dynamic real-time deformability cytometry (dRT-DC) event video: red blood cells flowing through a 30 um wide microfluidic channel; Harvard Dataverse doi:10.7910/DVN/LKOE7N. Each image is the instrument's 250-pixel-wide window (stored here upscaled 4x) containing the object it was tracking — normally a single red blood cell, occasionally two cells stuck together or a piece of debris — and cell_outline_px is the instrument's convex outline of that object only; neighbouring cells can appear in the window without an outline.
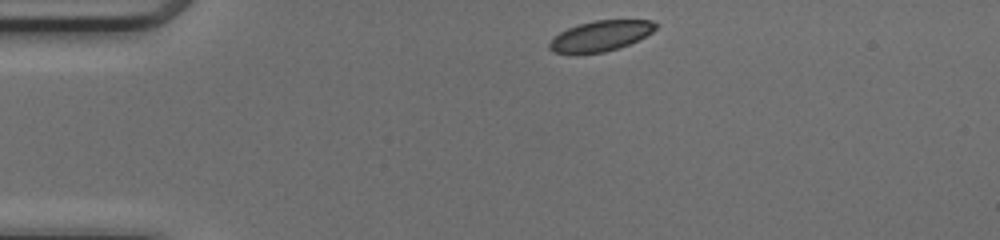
{"species": "common noctule bat (a hibernating species)", "species_latin": "Nyctalus noctula", "temperature_condition": "cold", "stored_images_in_passage": 40, "camera_frame_rate_fps": 3000, "um_per_image_px": 0.085, "animal": {"sex": "female", "body_mass_g": 17.0, "forearm_length_mm": 48.0}, "frame": {"image": 1, "passage_image": 1, "time_ms": 0.0, "image_size_px": [1000, 240], "cell_outline_px": [[660, 24], [652, 32], [628, 44], [604, 52], [576, 56], [552, 52], [548, 48], [548, 44], [560, 32], [568, 28], [580, 24], [596, 20], [652, 20]], "centroid_in_image_um": [51.0, 3.08], "position_along_channel_um": 34.0, "area_um2": 19.07}}
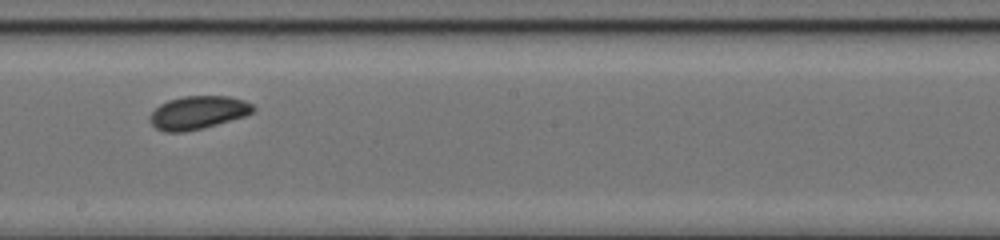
{"frame": {"image": 2, "passage_image": 19, "time_ms": 6.0, "image_size_px": [1000, 240], "cell_outline_px": [[256, 108], [252, 112], [244, 116], [204, 128], [184, 132], [164, 132], [156, 128], [152, 124], [152, 112], [160, 104], [168, 100], [184, 96], [228, 96], [244, 100], [252, 104]], "centroid_in_image_um": [16.85, 9.57], "position_along_channel_um": 231.4, "area_um2": 19.77}}
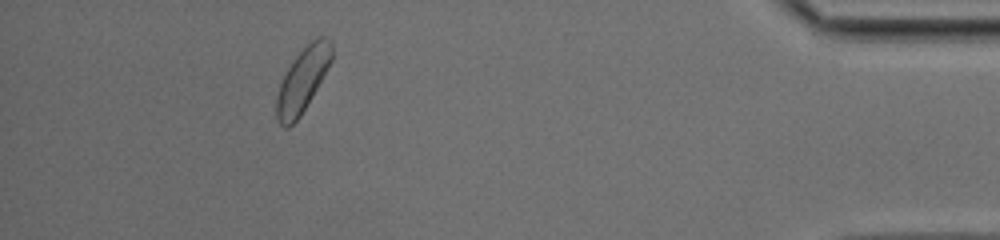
{"frame": {"image": 3, "passage_image": 36, "time_ms": 11.667, "image_size_px": [1000, 240], "cell_outline_px": [[332, 60], [312, 96], [300, 116], [288, 128], [284, 128], [280, 124], [276, 116], [276, 96], [284, 72], [292, 60], [316, 36], [328, 36], [332, 44]], "centroid_in_image_um": [25.71, 6.78], "position_along_channel_um": 409.5, "area_um2": 20.58}, "authors_computed_cell_mechanics": {"area_um2": 19.941, "velocity_mm_per_s": 4.1347, "shape_relaxation_time_tau1_ms": 2.6641, "shape_relaxation_time_tau2_ms": null, "deformation_change_tau1": 0.0771, "deformation_change_tau2": null}}